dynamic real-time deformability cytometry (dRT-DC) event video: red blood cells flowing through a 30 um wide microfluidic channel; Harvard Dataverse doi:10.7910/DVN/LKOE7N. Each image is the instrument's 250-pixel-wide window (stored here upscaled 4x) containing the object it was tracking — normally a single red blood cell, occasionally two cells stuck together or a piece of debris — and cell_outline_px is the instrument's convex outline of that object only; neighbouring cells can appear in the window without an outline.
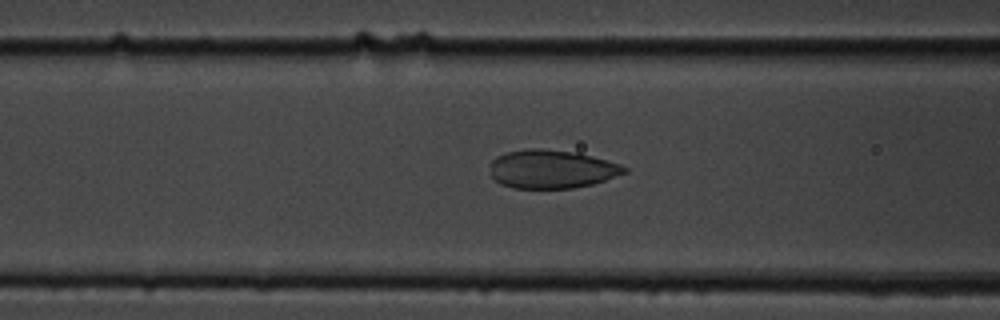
{"species": "common noctule bat (a hibernating species)", "species_latin": "Nyctalus noctula", "temperature_condition": "cold", "stored_images_in_passage": 55, "camera_frame_rate_fps": 3000, "um_per_image_px": 0.085, "animal": {"sex": "male", "body_mass_g": 19.5, "forearm_length_mm": 54.6}, "frame": {"image": 1, "passage_image": 22, "time_ms": 7.0, "image_size_px": [1000, 320], "cell_outline_px": [[628, 172], [592, 184], [572, 188], [512, 188], [500, 184], [492, 176], [492, 160], [496, 156], [508, 152], [528, 148], [540, 148], [576, 152], [608, 160], [620, 164], [628, 168]], "centroid_in_image_um": [46.91, 14.37], "position_along_channel_um": 119.7, "area_um2": 30.06}}
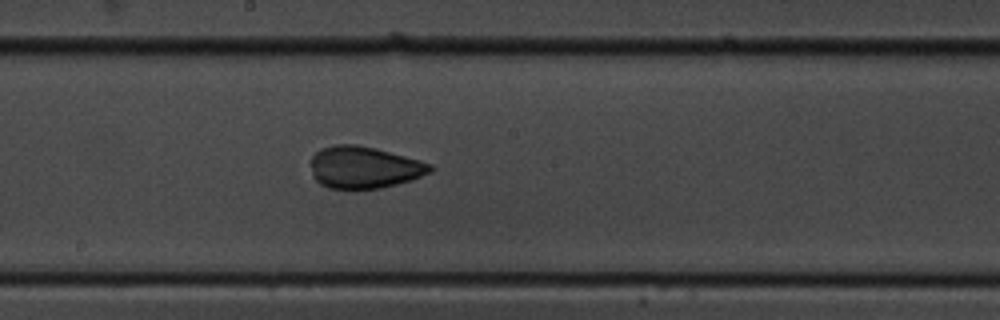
{"frame": {"image": 2, "passage_image": 30, "time_ms": 9.667, "image_size_px": [1000, 320], "cell_outline_px": [[436, 168], [432, 172], [412, 180], [380, 188], [328, 188], [320, 184], [312, 176], [312, 156], [320, 148], [336, 144], [356, 144], [376, 148], [420, 160], [432, 164]], "centroid_in_image_um": [30.98, 14.21], "position_along_channel_um": 217.2, "area_um2": 29.3}}
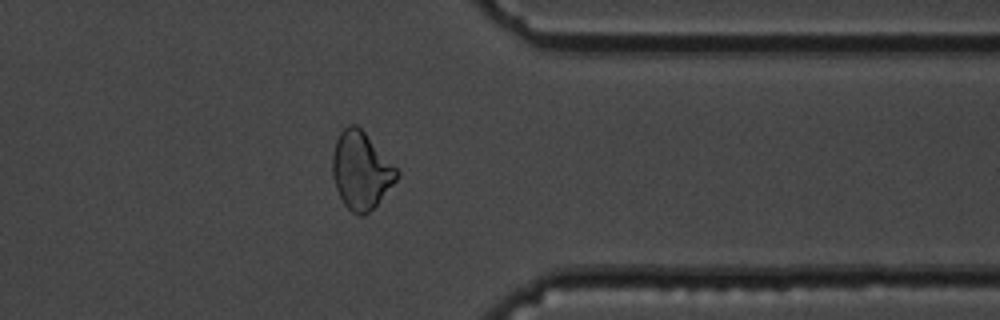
{"frame": {"image": 3, "passage_image": 44, "time_ms": 14.333, "image_size_px": [1000, 320], "cell_outline_px": [[400, 176], [376, 204], [364, 216], [356, 216], [344, 204], [336, 188], [332, 176], [332, 152], [336, 140], [340, 132], [348, 124], [356, 124], [364, 132], [400, 172]], "centroid_in_image_um": [30.66, 14.5], "position_along_channel_um": 380.7, "area_um2": 28.78}, "authors_computed_cell_mechanics": {"area_um2": 29.9982, "velocity_mm_per_s": 3.6577, "shape_relaxation_time_tau1_ms": 5.6676, "shape_relaxation_time_tau2_ms": 0.7313, "deformation_change_tau1": 0.1476, "deformation_change_tau2": 0.047}}